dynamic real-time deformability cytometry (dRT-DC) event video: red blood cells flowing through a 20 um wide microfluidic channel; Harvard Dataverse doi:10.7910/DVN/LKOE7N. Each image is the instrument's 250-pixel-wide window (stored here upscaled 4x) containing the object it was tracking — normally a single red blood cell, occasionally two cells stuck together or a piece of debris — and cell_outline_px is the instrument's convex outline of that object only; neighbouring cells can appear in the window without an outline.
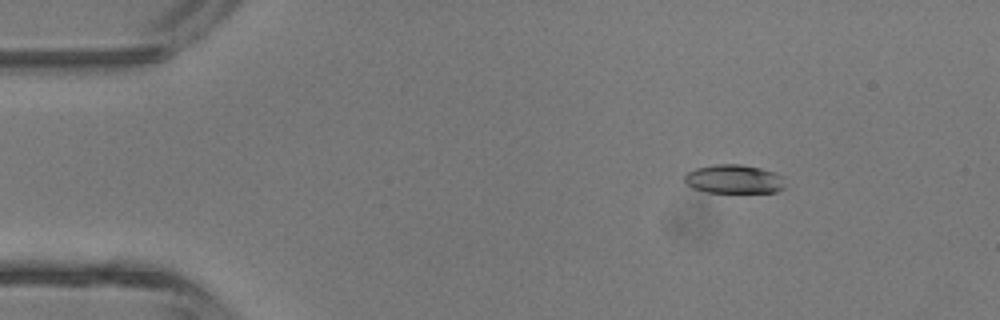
{"species": "common noctule bat (a hibernating species)", "species_latin": "Nyctalus noctula", "temperature_condition": "room temperature", "stored_images_in_passage": 4, "camera_frame_rate_fps": 3000, "um_per_image_px": 0.085, "animal": {"sex": "male", "body_mass_g": 13.3}, "frame": {"image": 1, "passage_image": 2, "time_ms": 1.667, "image_size_px": [1000, 320], "cell_outline_px": [[784, 188], [776, 192], [708, 192], [692, 188], [684, 180], [684, 176], [688, 172], [696, 168], [716, 164], [740, 164], [760, 168], [776, 172], [784, 176]], "centroid_in_image_um": [62.42, 15.22], "position_along_channel_um": 22.6, "area_um2": 16.94}}
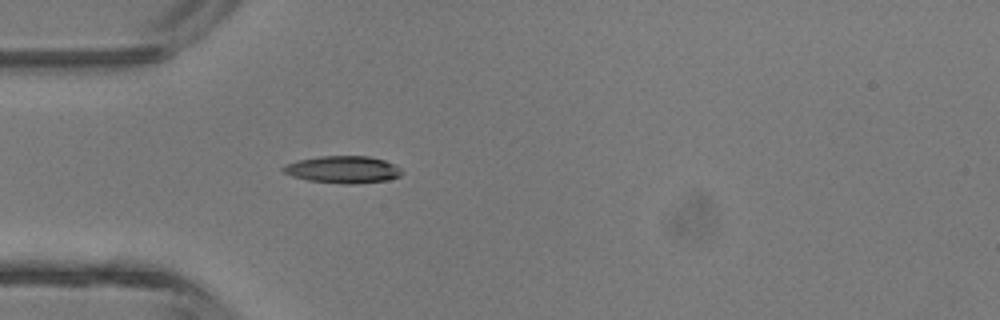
{"frame": {"image": 2, "passage_image": 4, "time_ms": 4.0, "image_size_px": [1000, 320], "cell_outline_px": [[400, 176], [388, 180], [356, 184], [344, 184], [308, 180], [292, 176], [284, 172], [280, 168], [284, 164], [300, 160], [320, 156], [368, 156], [384, 160], [400, 168]], "centroid_in_image_um": [29.12, 14.41], "position_along_channel_um": 55.9, "area_um2": 18.67}}